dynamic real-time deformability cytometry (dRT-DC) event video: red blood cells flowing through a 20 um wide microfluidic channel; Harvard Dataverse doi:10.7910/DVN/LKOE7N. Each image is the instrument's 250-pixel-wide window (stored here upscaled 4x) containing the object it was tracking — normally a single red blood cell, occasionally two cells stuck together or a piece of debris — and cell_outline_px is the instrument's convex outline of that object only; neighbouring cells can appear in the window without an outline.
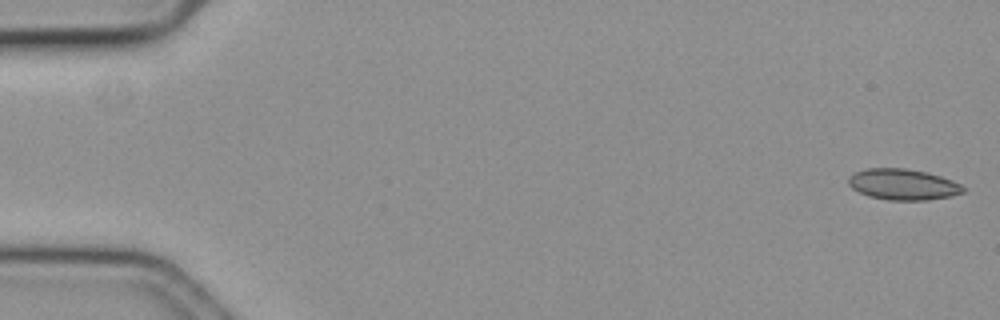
{"species": "common noctule bat (a hibernating species)", "species_latin": "Nyctalus noctula", "temperature_condition": "cold", "stored_images_in_passage": 58, "camera_frame_rate_fps": 3000, "um_per_image_px": 0.085, "animal": {"sex": "female", "body_mass_g": 19.3, "forearm_length_mm": 54.1}, "frame": {"image": 1, "passage_image": 1, "time_ms": 0.0, "image_size_px": [1000, 320], "cell_outline_px": [[968, 188], [964, 192], [952, 196], [928, 200], [888, 200], [868, 196], [852, 188], [848, 184], [848, 180], [856, 172], [864, 168], [904, 168], [928, 172], [952, 180]], "centroid_in_image_um": [76.8, 15.68], "position_along_channel_um": 8.2, "area_um2": 20.81}}
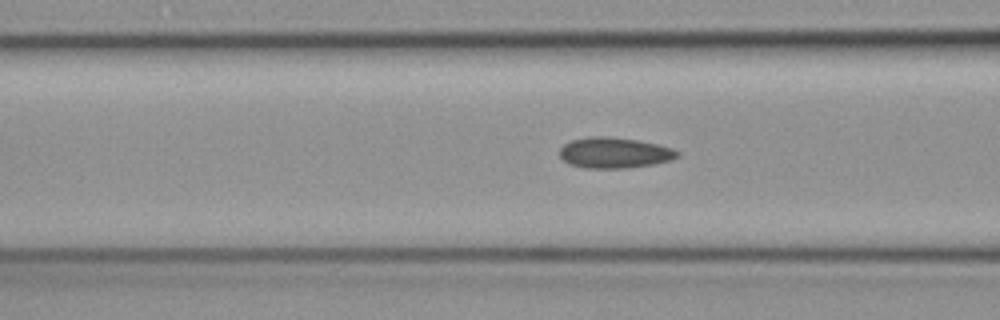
{"frame": {"image": 2, "passage_image": 23, "time_ms": 7.333, "image_size_px": [1000, 320], "cell_outline_px": [[680, 156], [672, 160], [652, 164], [628, 168], [584, 168], [568, 164], [560, 156], [560, 148], [564, 144], [572, 140], [592, 136], [608, 136], [636, 140], [656, 144], [672, 148], [680, 152]], "centroid_in_image_um": [52.23, 12.99], "position_along_channel_um": 114.4, "area_um2": 21.1}}
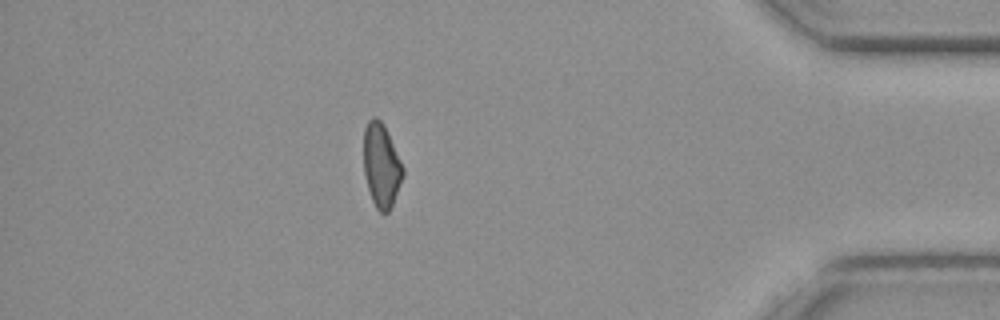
{"frame": {"image": 3, "passage_image": 51, "time_ms": 16.667, "image_size_px": [1000, 320], "cell_outline_px": [[404, 176], [392, 208], [384, 216], [376, 208], [372, 200], [368, 188], [364, 172], [364, 128], [368, 120], [372, 116], [376, 116], [384, 124], [404, 168]], "centroid_in_image_um": [32.43, 14.09], "position_along_channel_um": 402.8, "area_um2": 19.48}, "authors_computed_cell_mechanics": {"area_um2": 20.0566, "velocity_mm_per_s": 3.5671, "shape_relaxation_time_tau1_ms": null, "shape_relaxation_time_tau2_ms": 10.9847, "deformation_change_tau1": null, "deformation_change_tau2": 0.1665}}